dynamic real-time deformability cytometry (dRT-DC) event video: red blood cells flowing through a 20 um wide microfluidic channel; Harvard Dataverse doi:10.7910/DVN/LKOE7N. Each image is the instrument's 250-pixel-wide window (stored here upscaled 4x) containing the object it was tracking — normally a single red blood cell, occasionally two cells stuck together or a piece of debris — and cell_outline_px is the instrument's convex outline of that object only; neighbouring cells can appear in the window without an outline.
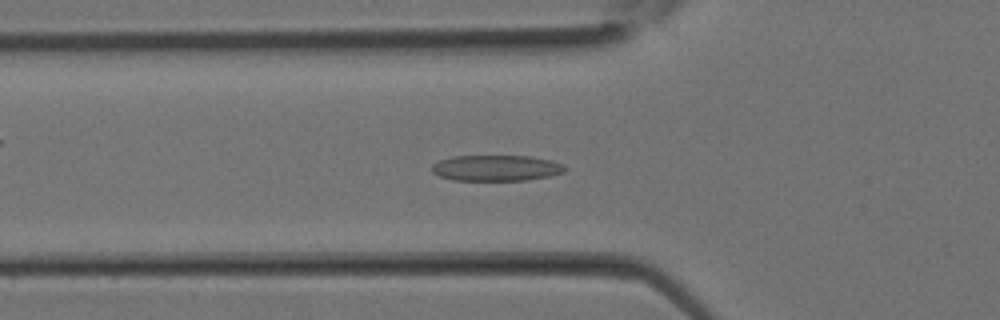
{"species": "Egyptian fruit bat (a non-hibernating species)", "species_latin": "Rousettus aegyptiacus", "temperature_condition": "room temperature", "stored_images_in_passage": 19, "camera_frame_rate_fps": 3000, "um_per_image_px": 0.085, "animal": {"sex": "female"}, "frame": {"image": 1, "passage_image": 3, "time_ms": 0.667, "image_size_px": [1000, 320], "cell_outline_px": [[568, 168], [564, 172], [548, 176], [524, 180], [452, 180], [440, 176], [432, 172], [432, 164], [440, 160], [452, 156], [532, 156], [552, 160], [564, 164]], "centroid_in_image_um": [42.2, 14.27], "position_along_channel_um": 83.6, "area_um2": 20.11}}
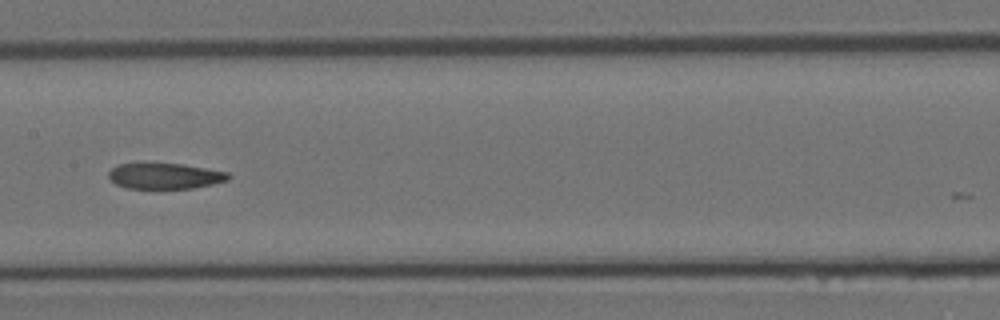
{"frame": {"image": 2, "passage_image": 8, "time_ms": 2.333, "image_size_px": [1000, 320], "cell_outline_px": [[232, 176], [228, 180], [212, 184], [192, 188], [128, 188], [116, 184], [108, 176], [108, 172], [116, 164], [144, 160], [184, 164], [228, 172]], "centroid_in_image_um": [13.96, 14.9], "position_along_channel_um": 193.4, "area_um2": 18.79}}
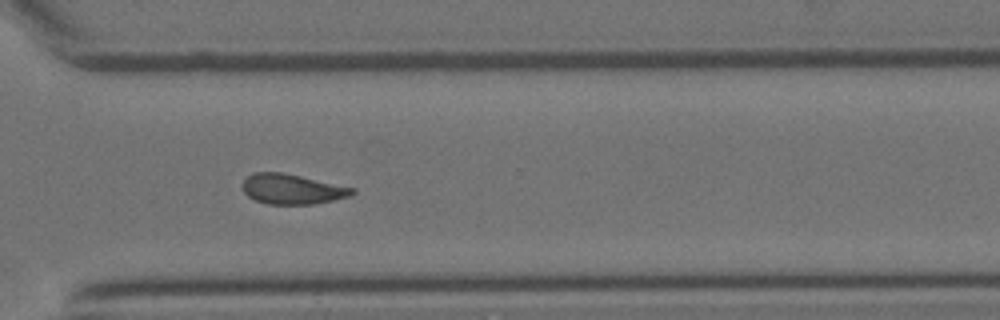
{"frame": {"image": 3, "passage_image": 15, "time_ms": 4.667, "image_size_px": [1000, 320], "cell_outline_px": [[356, 192], [348, 196], [332, 200], [312, 204], [268, 204], [256, 200], [248, 196], [244, 192], [240, 184], [252, 172], [280, 172], [300, 176], [356, 188]], "centroid_in_image_um": [24.8, 16.07], "position_along_channel_um": 345.8, "area_um2": 19.13}}